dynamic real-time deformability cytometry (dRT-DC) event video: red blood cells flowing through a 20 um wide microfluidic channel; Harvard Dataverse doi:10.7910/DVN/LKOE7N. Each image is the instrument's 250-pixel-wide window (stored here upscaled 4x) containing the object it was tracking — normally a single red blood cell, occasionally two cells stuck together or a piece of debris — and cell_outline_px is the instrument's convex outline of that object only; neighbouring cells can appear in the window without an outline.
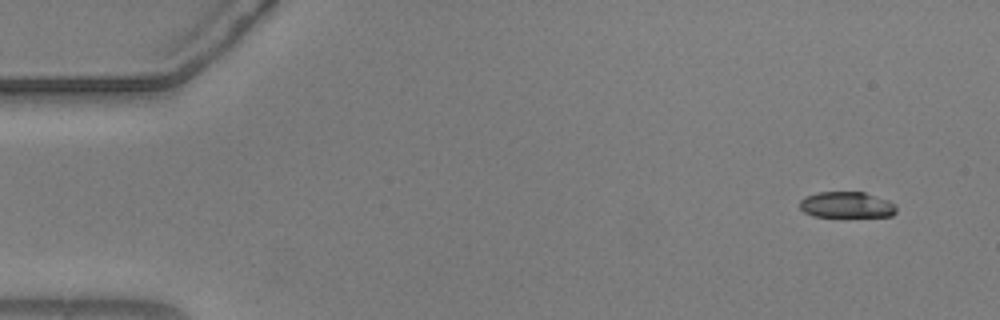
{"species": "common noctule bat (a hibernating species)", "species_latin": "Nyctalus noctula", "temperature_condition": "warm", "stored_images_in_passage": 6, "camera_frame_rate_fps": 3000, "um_per_image_px": 0.085, "animal": {"sex": "male", "body_mass_g": 20.5, "forearm_length_mm": 52.5}, "frame": {"image": 1, "passage_image": 1, "time_ms": 0.0, "image_size_px": [1000, 320], "cell_outline_px": [[896, 212], [892, 216], [812, 216], [804, 212], [800, 208], [800, 200], [804, 196], [816, 192], [864, 192], [888, 200], [896, 204]], "centroid_in_image_um": [71.95, 17.4], "position_along_channel_um": 13.1, "area_um2": 14.68}}